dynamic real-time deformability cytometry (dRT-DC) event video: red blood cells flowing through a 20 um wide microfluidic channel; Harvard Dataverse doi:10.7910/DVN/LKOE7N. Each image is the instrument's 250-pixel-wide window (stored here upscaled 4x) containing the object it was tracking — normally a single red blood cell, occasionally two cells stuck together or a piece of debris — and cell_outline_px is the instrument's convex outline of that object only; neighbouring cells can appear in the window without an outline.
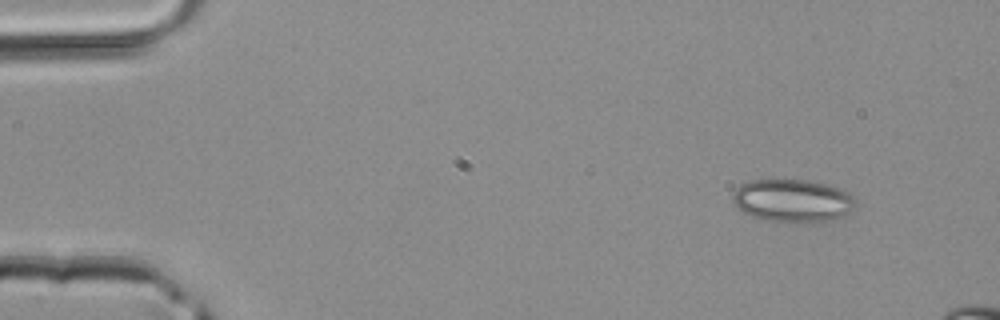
{"species": "common noctule bat (a hibernating species)", "species_latin": "Nyctalus noctula", "temperature_condition": "room temperature", "stored_images_in_passage": 3, "camera_frame_rate_fps": 3000, "um_per_image_px": 0.085, "animal": {"sex": "male", "body_mass_g": 20.4}, "frame": {"image": 1, "passage_image": 1, "time_ms": 0.0, "image_size_px": [1000, 320], "cell_outline_px": [[856, 200], [852, 212], [836, 220], [804, 224], [784, 224], [764, 220], [752, 216], [744, 212], [732, 200], [732, 196], [736, 188], [740, 184], [748, 180], [808, 180], [828, 184], [852, 192]], "centroid_in_image_um": [67.44, 17.09], "position_along_channel_um": 17.6, "area_um2": 31.79}}